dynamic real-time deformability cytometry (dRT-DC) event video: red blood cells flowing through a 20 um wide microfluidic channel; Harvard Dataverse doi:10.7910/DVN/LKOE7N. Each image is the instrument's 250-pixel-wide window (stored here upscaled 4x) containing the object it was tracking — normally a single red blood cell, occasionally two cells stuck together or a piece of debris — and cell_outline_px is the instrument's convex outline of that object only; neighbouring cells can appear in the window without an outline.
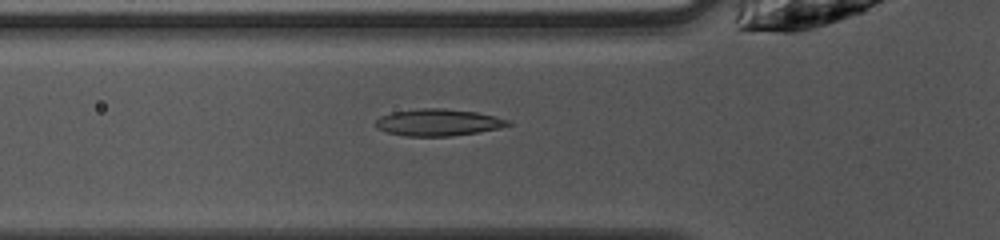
{"species": "common noctule bat (a hibernating species)", "species_latin": "Nyctalus noctula", "temperature_condition": "warm", "stored_images_in_passage": 47, "camera_frame_rate_fps": 3000, "um_per_image_px": 0.085, "animal": {"sex": "female", "body_mass_g": 10.0, "forearm_length_mm": 53.1}, "frame": {"image": 1, "passage_image": 14, "time_ms": 4.333, "image_size_px": [1000, 240], "cell_outline_px": [[512, 124], [500, 128], [480, 132], [452, 136], [404, 136], [388, 132], [376, 128], [376, 120], [380, 116], [392, 112], [420, 108], [444, 108], [476, 112], [496, 116], [508, 120]], "centroid_in_image_um": [37.25, 10.4], "position_along_channel_um": 88.5, "area_um2": 20.81}}
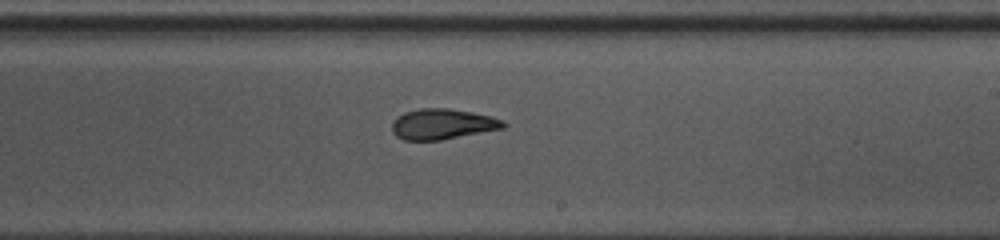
{"frame": {"image": 2, "passage_image": 26, "time_ms": 8.333, "image_size_px": [1000, 240], "cell_outline_px": [[508, 124], [504, 128], [440, 140], [404, 140], [396, 136], [392, 132], [392, 120], [404, 112], [420, 108], [448, 108], [472, 112], [504, 120]], "centroid_in_image_um": [37.59, 10.54], "position_along_channel_um": 251.4, "area_um2": 19.83}}
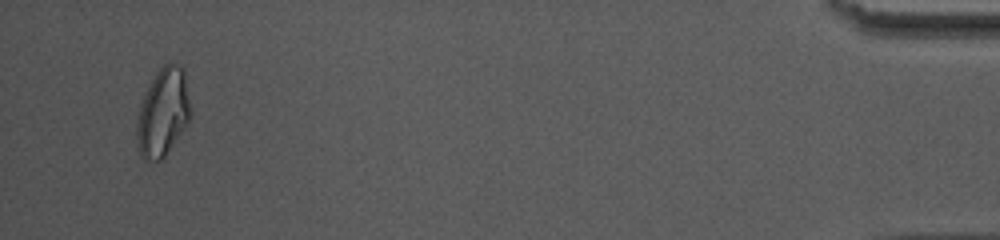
{"frame": {"image": 3, "passage_image": 45, "time_ms": 14.667, "image_size_px": [1000, 240], "cell_outline_px": [[192, 116], [164, 156], [160, 160], [148, 164], [140, 156], [136, 140], [136, 124], [140, 104], [156, 72], [164, 64], [180, 64], [184, 68], [192, 108]], "centroid_in_image_um": [13.86, 9.57], "position_along_channel_um": 421.3, "area_um2": 27.86}, "authors_computed_cell_mechanics": {"area_um2": 20.808, "velocity_mm_per_s": 4.0431, "shape_relaxation_time_tau1_ms": 5.4299, "shape_relaxation_time_tau2_ms": 1.8473, "deformation_change_tau1": 0.1962, "deformation_change_tau2": 0.0964}}